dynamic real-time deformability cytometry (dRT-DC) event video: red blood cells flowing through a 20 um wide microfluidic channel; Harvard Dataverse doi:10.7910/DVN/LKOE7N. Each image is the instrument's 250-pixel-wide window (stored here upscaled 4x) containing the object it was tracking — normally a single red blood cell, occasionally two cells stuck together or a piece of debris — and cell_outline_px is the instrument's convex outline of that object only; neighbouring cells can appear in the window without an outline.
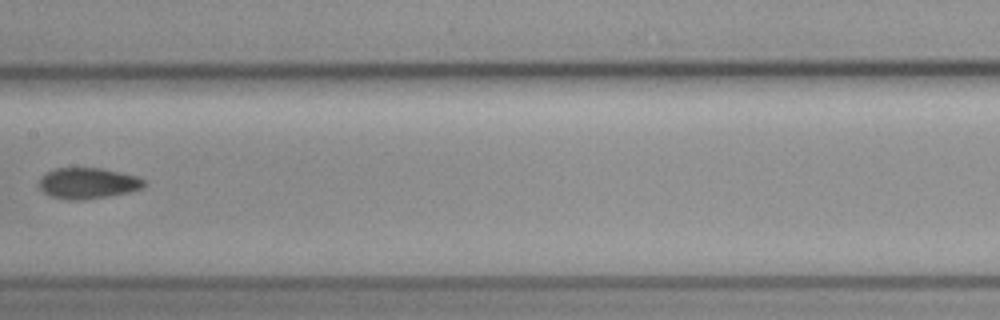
{"species": "common noctule bat (a hibernating species)", "species_latin": "Nyctalus noctula", "temperature_condition": "cold", "stored_images_in_passage": 12, "camera_frame_rate_fps": 3000, "um_per_image_px": 0.085, "animal": {"sex": "female", "body_mass_g": 19.3, "forearm_length_mm": 54.1}, "frame": {"image": 1, "passage_image": 9, "time_ms": 2.667, "image_size_px": [1000, 320], "cell_outline_px": [[148, 184], [144, 188], [128, 192], [84, 200], [64, 200], [52, 196], [44, 192], [40, 188], [40, 180], [48, 172], [56, 168], [100, 168], [120, 172], [136, 176], [148, 180]], "centroid_in_image_um": [7.54, 15.58], "position_along_channel_um": 199.9, "area_um2": 18.9}}
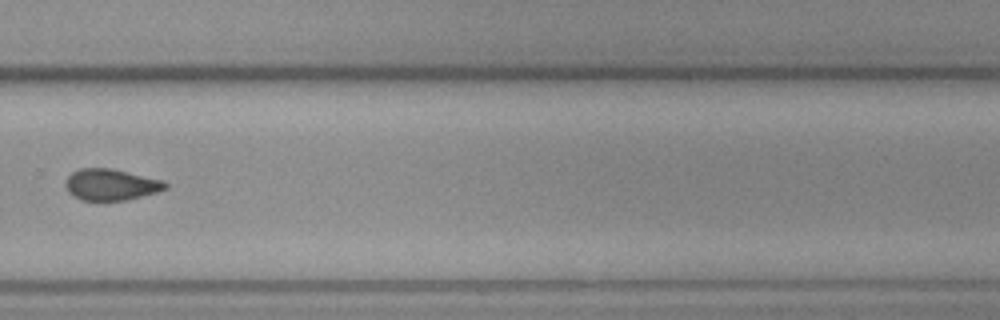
{"frame": {"image": 2, "passage_image": 12, "time_ms": 3.667, "image_size_px": [1000, 320], "cell_outline_px": [[168, 188], [156, 192], [124, 200], [80, 200], [72, 196], [68, 192], [64, 184], [68, 176], [72, 172], [80, 168], [112, 168], [164, 180], [168, 184]], "centroid_in_image_um": [9.41, 15.68], "position_along_channel_um": 320.4, "area_um2": 18.32}}